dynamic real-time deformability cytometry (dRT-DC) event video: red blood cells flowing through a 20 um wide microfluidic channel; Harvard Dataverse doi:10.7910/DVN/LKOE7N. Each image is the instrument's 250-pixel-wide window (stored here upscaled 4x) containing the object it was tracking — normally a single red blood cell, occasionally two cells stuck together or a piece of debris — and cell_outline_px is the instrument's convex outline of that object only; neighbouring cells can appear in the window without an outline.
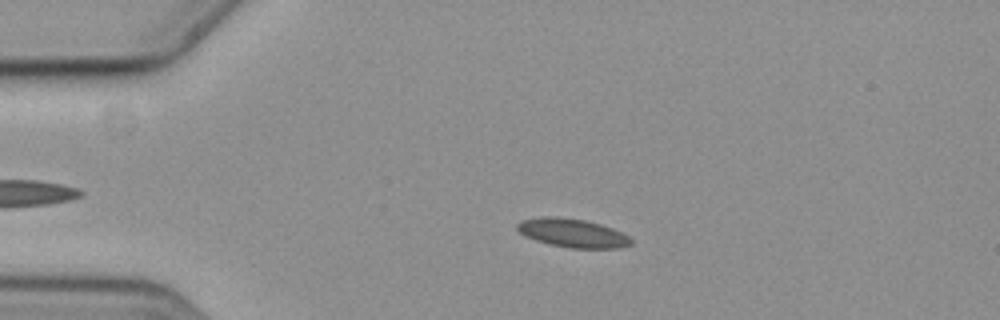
{"species": "common noctule bat (a hibernating species)", "species_latin": "Nyctalus noctula", "temperature_condition": "cold", "stored_images_in_passage": 50, "camera_frame_rate_fps": 3000, "um_per_image_px": 0.085, "animal": {"sex": "female", "body_mass_g": 19.3, "forearm_length_mm": 54.1}, "frame": {"image": 1, "passage_image": 13, "time_ms": 4.0, "image_size_px": [1000, 320], "cell_outline_px": [[632, 244], [620, 248], [572, 248], [548, 244], [524, 236], [516, 228], [516, 224], [520, 220], [540, 216], [556, 216], [584, 220], [600, 224], [612, 228], [628, 236], [632, 240]], "centroid_in_image_um": [48.62, 19.8], "position_along_channel_um": 36.4, "area_um2": 19.07}}
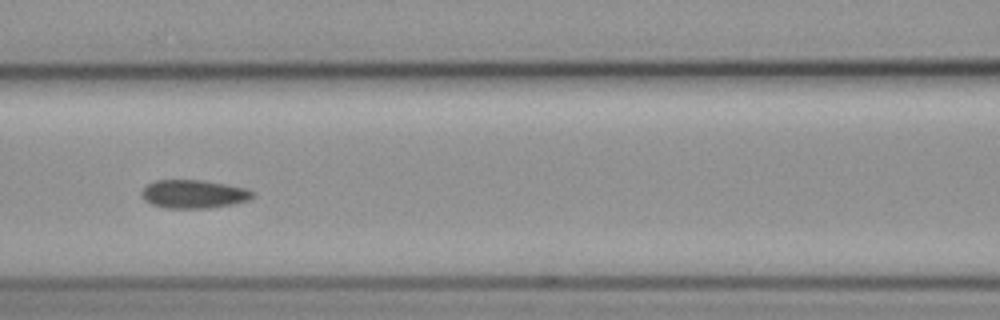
{"frame": {"image": 2, "passage_image": 26, "time_ms": 8.333, "image_size_px": [1000, 320], "cell_outline_px": [[256, 192], [248, 200], [232, 204], [212, 208], [164, 208], [152, 204], [144, 200], [140, 196], [140, 192], [148, 184], [156, 180], [204, 180], [244, 188]], "centroid_in_image_um": [16.43, 16.5], "position_along_channel_um": 150.2, "area_um2": 18.38}}
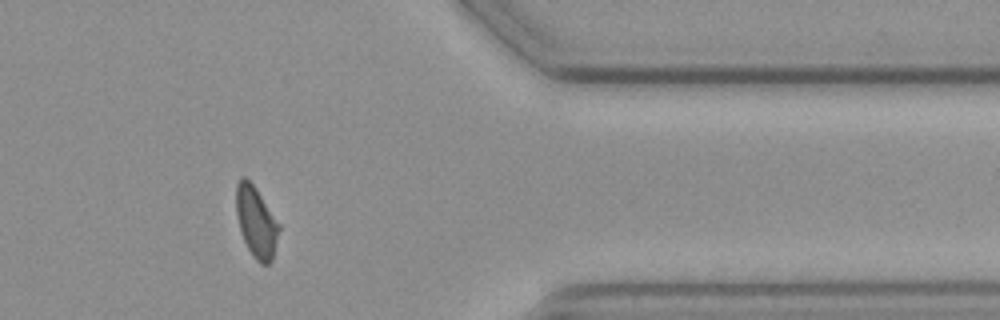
{"frame": {"image": 3, "passage_image": 48, "time_ms": 15.667, "image_size_px": [1000, 320], "cell_outline_px": [[280, 228], [272, 260], [268, 264], [260, 264], [252, 256], [244, 240], [240, 228], [236, 212], [236, 184], [244, 176], [256, 188], [280, 224]], "centroid_in_image_um": [21.79, 18.88], "position_along_channel_um": 389.6, "area_um2": 17.51}, "authors_computed_cell_mechanics": {"area_um2": 18.2648, "velocity_mm_per_s": 3.555, "shape_relaxation_time_tau1_ms": 8.8488, "shape_relaxation_time_tau2_ms": 3.6955, "deformation_change_tau1": 0.1395, "deformation_change_tau2": 0.0929}}